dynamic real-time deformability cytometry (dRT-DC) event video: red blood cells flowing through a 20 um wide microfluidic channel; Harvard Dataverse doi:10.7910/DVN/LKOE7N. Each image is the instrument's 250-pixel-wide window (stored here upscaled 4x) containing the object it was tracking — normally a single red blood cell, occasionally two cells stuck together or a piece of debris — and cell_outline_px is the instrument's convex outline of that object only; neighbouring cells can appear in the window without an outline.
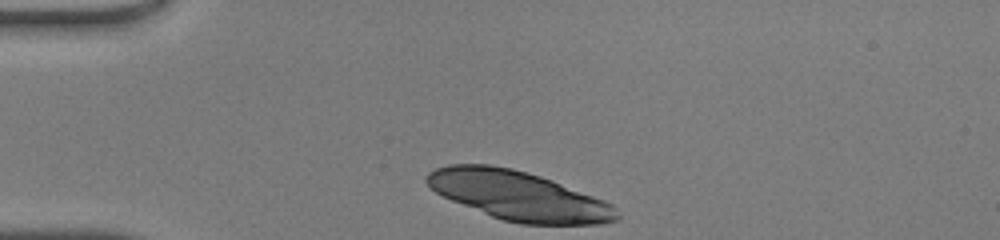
{"species": "human", "species_latin": "Homo sapiens", "temperature_condition": "warm", "stored_images_in_passage": 29, "camera_frame_rate_fps": 3000, "um_per_image_px": 0.085, "donor": {"sex": "male"}, "frame": {"image": 1, "passage_image": 1, "time_ms": 0.0, "image_size_px": [1000, 240], "cell_outline_px": [[620, 220], [600, 224], [520, 224], [504, 220], [492, 216], [452, 200], [436, 192], [424, 180], [424, 176], [428, 172], [436, 168], [448, 164], [488, 164], [512, 168], [540, 176], [552, 180], [604, 200], [612, 204], [616, 208], [620, 216]], "centroid_in_image_um": [44.09, 16.63], "position_along_channel_um": 40.9, "area_um2": 54.22}}